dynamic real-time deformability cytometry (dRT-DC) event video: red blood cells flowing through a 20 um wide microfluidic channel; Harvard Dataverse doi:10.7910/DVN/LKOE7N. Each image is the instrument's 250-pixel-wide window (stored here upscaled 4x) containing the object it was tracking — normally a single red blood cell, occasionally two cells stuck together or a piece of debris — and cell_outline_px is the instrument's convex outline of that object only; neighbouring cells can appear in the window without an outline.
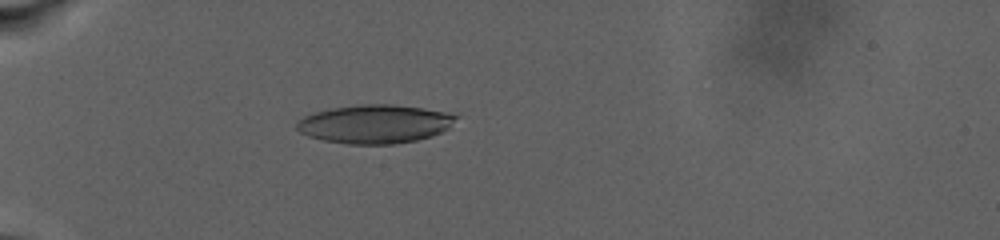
{"species": "human", "species_latin": "Homo sapiens", "temperature_condition": "warm", "stored_images_in_passage": 88, "camera_frame_rate_fps": 3000, "um_per_image_px": 0.085, "donor": {"sex": "male"}, "frame": {"image": 1, "passage_image": 25, "time_ms": 9.333, "image_size_px": [1000, 240], "cell_outline_px": [[460, 116], [448, 128], [432, 136], [416, 140], [392, 144], [348, 144], [324, 140], [308, 136], [300, 132], [296, 128], [296, 124], [304, 116], [312, 112], [332, 108], [364, 104], [392, 104], [424, 108], [448, 112]], "centroid_in_image_um": [31.88, 10.53], "position_along_channel_um": 53.1, "area_um2": 35.84}}
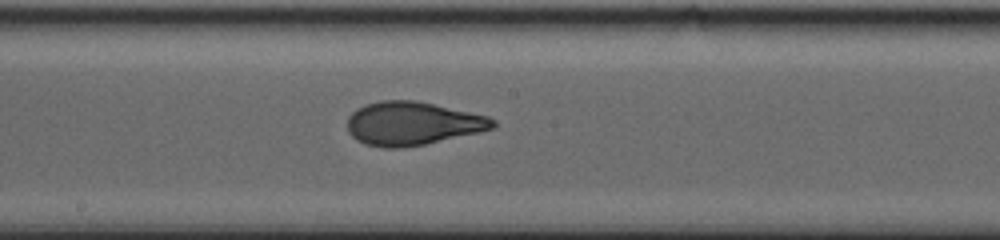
{"frame": {"image": 2, "passage_image": 49, "time_ms": 16.667, "image_size_px": [1000, 240], "cell_outline_px": [[496, 124], [492, 128], [480, 132], [424, 144], [400, 148], [380, 148], [364, 144], [356, 140], [348, 132], [348, 116], [356, 108], [364, 104], [380, 100], [416, 100], [488, 116], [496, 120]], "centroid_in_image_um": [35.02, 10.49], "position_along_channel_um": 213.2, "area_um2": 36.99}}
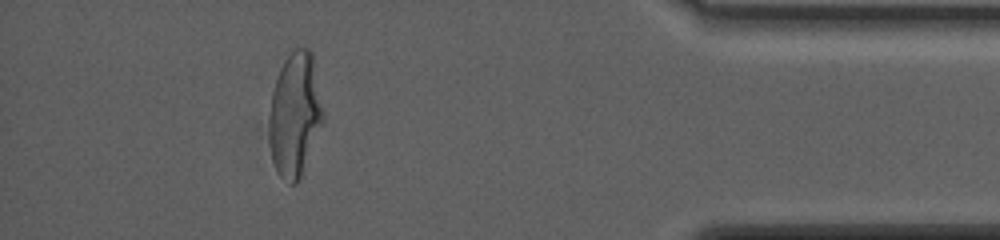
{"frame": {"image": 3, "passage_image": 80, "time_ms": 25.667, "image_size_px": [1000, 240], "cell_outline_px": [[324, 120], [300, 180], [296, 184], [288, 184], [280, 176], [272, 160], [268, 140], [268, 120], [272, 92], [280, 68], [284, 60], [296, 48], [308, 48], [312, 52], [324, 112]], "centroid_in_image_um": [25.06, 9.78], "position_along_channel_um": 410.1, "area_um2": 39.42}, "authors_computed_cell_mechanics": {"area_um2": 36.3562, "velocity_mm_per_s": 2.5914, "shape_relaxation_time_tau1_ms": 9.6354, "shape_relaxation_time_tau2_ms": 1.4797, "deformation_change_tau1": 0.2794, "deformation_change_tau2": 0.076}}